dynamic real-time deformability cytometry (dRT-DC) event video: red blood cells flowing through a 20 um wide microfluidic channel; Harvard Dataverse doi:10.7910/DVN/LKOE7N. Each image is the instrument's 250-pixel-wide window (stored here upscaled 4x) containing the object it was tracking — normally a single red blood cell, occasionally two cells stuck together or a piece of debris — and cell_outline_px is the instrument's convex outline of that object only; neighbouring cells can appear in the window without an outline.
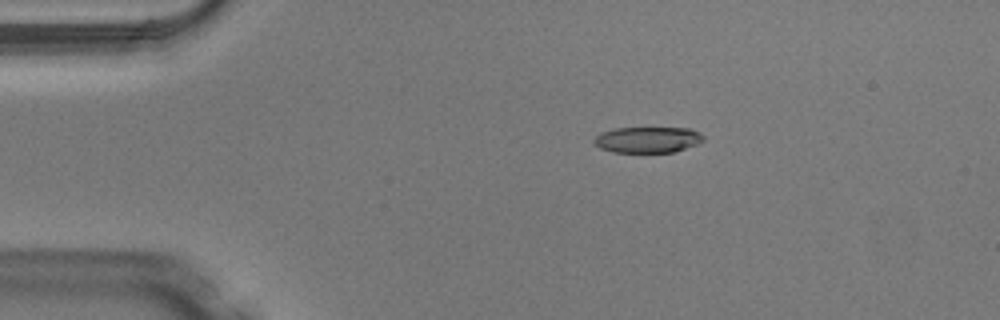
{"species": "Egyptian fruit bat (a non-hibernating species)", "species_latin": "Rousettus aegyptiacus", "temperature_condition": "warm", "stored_images_in_passage": 10, "camera_frame_rate_fps": 3000, "um_per_image_px": 0.085, "animal": {"sex": "male"}, "frame": {"image": 1, "passage_image": 9, "time_ms": 2.667, "image_size_px": [1000, 320], "cell_outline_px": [[704, 140], [696, 144], [676, 152], [612, 152], [600, 148], [592, 140], [600, 132], [616, 128], [692, 128], [700, 132], [704, 136]], "centroid_in_image_um": [55.06, 11.87], "position_along_channel_um": 29.9, "area_um2": 16.65}}